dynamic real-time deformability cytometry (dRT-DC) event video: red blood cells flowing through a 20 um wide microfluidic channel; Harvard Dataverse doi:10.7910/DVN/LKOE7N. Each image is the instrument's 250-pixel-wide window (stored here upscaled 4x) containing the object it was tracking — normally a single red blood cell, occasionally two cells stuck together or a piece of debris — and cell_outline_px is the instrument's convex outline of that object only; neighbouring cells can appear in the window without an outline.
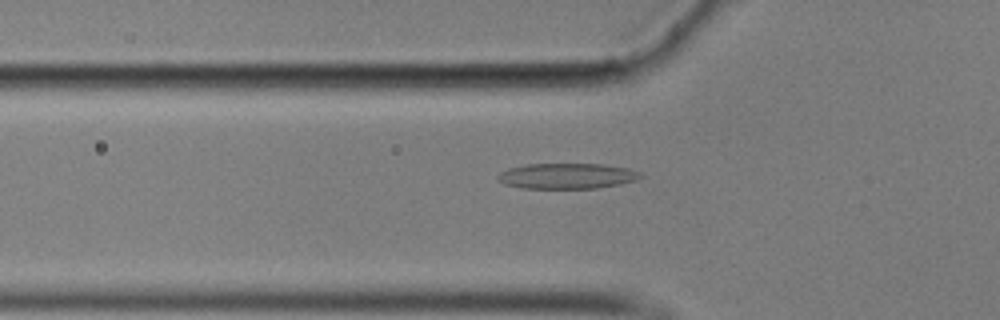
{"species": "common noctule bat (a hibernating species)", "species_latin": "Nyctalus noctula", "temperature_condition": "cold", "stored_images_in_passage": 53, "camera_frame_rate_fps": 3000, "um_per_image_px": 0.085, "animal": {"sex": "male", "body_mass_g": 17.9}, "frame": {"image": 1, "passage_image": 14, "time_ms": 4.333, "image_size_px": [1000, 320], "cell_outline_px": [[644, 176], [636, 180], [620, 184], [596, 188], [524, 188], [504, 184], [496, 180], [496, 176], [500, 172], [508, 168], [524, 164], [604, 164], [628, 168], [640, 172]], "centroid_in_image_um": [48.17, 14.95], "position_along_channel_um": 77.6, "area_um2": 21.39}}
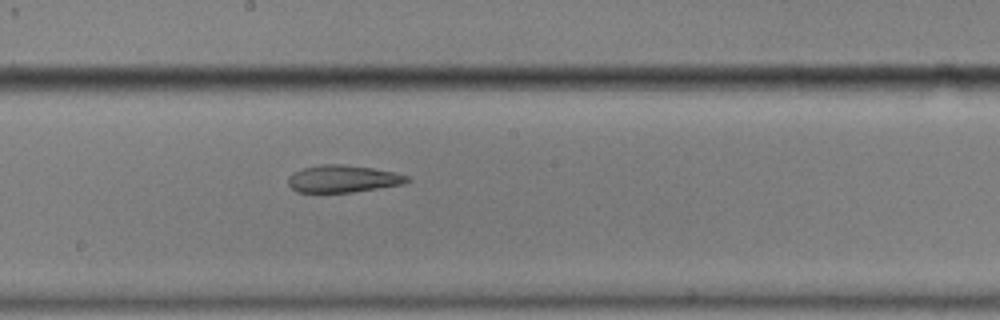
{"frame": {"image": 2, "passage_image": 26, "time_ms": 8.333, "image_size_px": [1000, 320], "cell_outline_px": [[412, 180], [404, 184], [352, 192], [296, 192], [288, 184], [288, 176], [292, 172], [304, 168], [320, 164], [344, 164], [372, 168], [396, 172], [408, 176]], "centroid_in_image_um": [29.16, 15.19], "position_along_channel_um": 219.0, "area_um2": 19.02}}
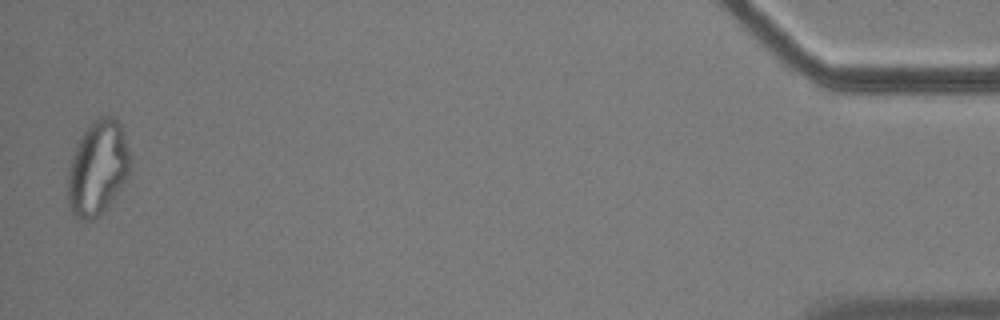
{"frame": {"image": 3, "passage_image": 51, "time_ms": 16.667, "image_size_px": [1000, 320], "cell_outline_px": [[128, 172], [124, 180], [108, 204], [92, 220], [80, 220], [72, 212], [68, 204], [68, 172], [72, 156], [84, 132], [100, 116], [112, 116], [120, 124], [128, 152]], "centroid_in_image_um": [8.26, 14.29], "position_along_channel_um": 426.9, "area_um2": 32.83}}